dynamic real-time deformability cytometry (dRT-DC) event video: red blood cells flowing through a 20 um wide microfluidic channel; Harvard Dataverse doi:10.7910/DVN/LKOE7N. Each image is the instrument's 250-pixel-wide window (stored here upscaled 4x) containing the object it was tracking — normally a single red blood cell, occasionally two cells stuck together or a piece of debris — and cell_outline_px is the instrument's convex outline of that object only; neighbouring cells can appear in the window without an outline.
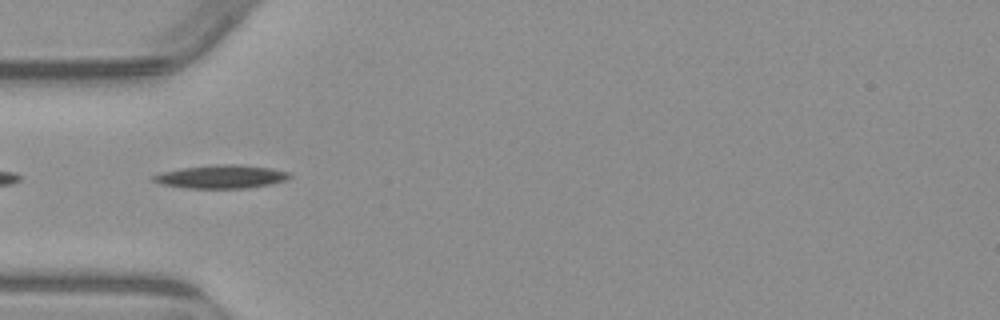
{"species": "common noctule bat (a hibernating species)", "species_latin": "Nyctalus noctula", "temperature_condition": "warm", "stored_images_in_passage": 3, "camera_frame_rate_fps": 3000, "um_per_image_px": 0.085, "animal": {"sex": "male", "body_mass_g": 23.1, "forearm_length_mm": 52.7}, "frame": {"image": 1, "passage_image": 1, "time_ms": 0.0, "image_size_px": [1000, 320], "cell_outline_px": [[292, 176], [284, 180], [272, 184], [248, 188], [188, 188], [164, 184], [152, 180], [152, 176], [160, 172], [184, 168], [216, 164], [236, 164], [268, 168], [288, 172]], "centroid_in_image_um": [18.81, 15.02], "position_along_channel_um": 66.2, "area_um2": 18.26}}
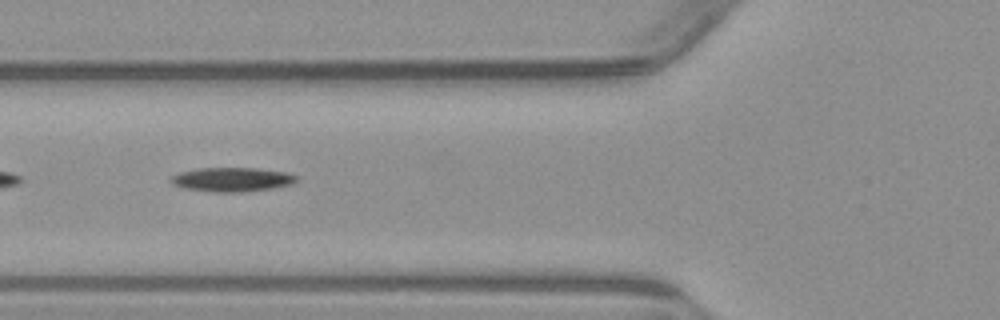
{"frame": {"image": 2, "passage_image": 2, "time_ms": 1.0, "image_size_px": [1000, 320], "cell_outline_px": [[296, 180], [292, 184], [272, 188], [244, 192], [212, 192], [184, 188], [172, 184], [168, 180], [172, 176], [180, 172], [196, 168], [256, 168], [284, 172], [296, 176]], "centroid_in_image_um": [19.66, 15.26], "position_along_channel_um": 106.1, "area_um2": 17.63}}
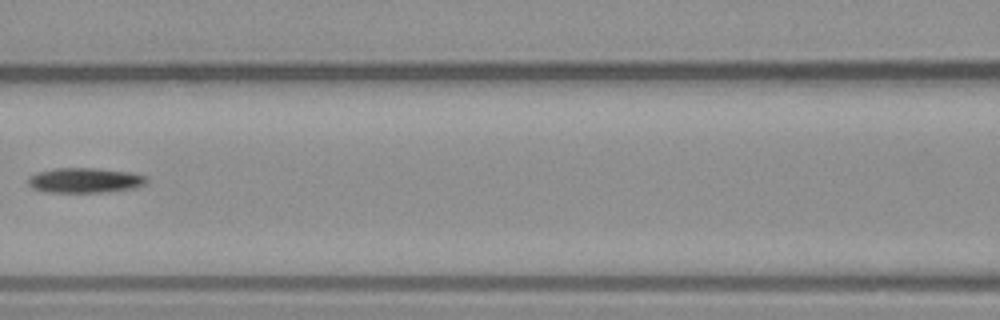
{"frame": {"image": 3, "passage_image": 3, "time_ms": 2.333, "image_size_px": [1000, 320], "cell_outline_px": [[148, 180], [144, 184], [136, 188], [108, 192], [44, 192], [32, 188], [28, 184], [28, 176], [36, 172], [56, 168], [96, 168], [132, 172], [148, 176]], "centroid_in_image_um": [7.23, 15.32], "position_along_channel_um": 159.4, "area_um2": 17.57}}